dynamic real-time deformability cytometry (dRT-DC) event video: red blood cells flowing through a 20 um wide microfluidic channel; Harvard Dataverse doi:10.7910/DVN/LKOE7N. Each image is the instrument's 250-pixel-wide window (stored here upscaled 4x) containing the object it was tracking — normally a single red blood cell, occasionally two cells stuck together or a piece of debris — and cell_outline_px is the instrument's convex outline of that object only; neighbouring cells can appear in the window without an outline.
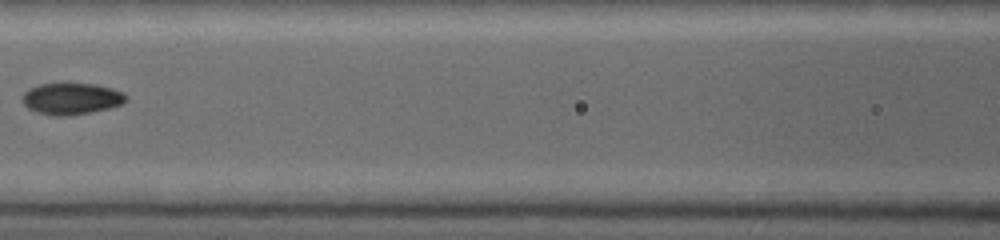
{"species": "common noctule bat (a hibernating species)", "species_latin": "Nyctalus noctula", "temperature_condition": "warm", "stored_images_in_passage": 15, "camera_frame_rate_fps": 5000, "um_per_image_px": 0.085, "animal": {"sex": "female", "body_mass_g": 19.0, "forearm_length_mm": 53.3}, "frame": {"image": 1, "passage_image": 7, "time_ms": 2.2, "image_size_px": [1000, 240], "cell_outline_px": [[128, 100], [120, 104], [108, 108], [68, 116], [52, 116], [36, 112], [28, 108], [24, 104], [24, 92], [28, 88], [40, 84], [92, 84], [112, 88], [124, 92], [128, 96]], "centroid_in_image_um": [6.08, 8.39], "position_along_channel_um": 160.5, "area_um2": 18.9}}